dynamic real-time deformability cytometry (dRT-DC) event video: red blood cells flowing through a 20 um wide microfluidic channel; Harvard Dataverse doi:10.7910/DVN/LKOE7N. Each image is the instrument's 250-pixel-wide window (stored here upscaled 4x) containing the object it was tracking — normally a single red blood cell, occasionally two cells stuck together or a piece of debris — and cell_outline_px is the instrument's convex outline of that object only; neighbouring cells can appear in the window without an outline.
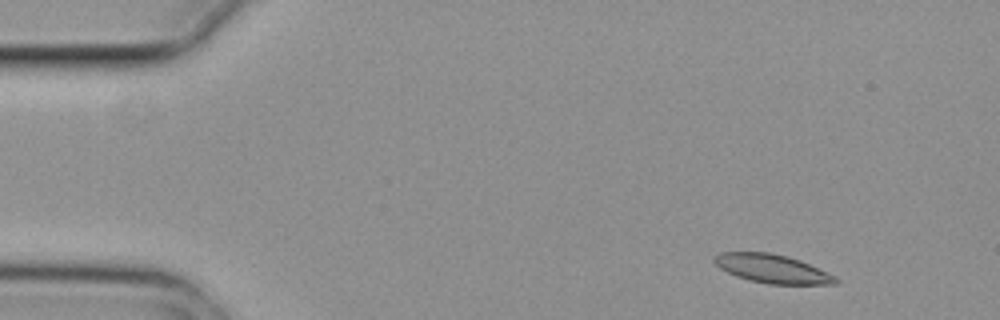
{"species": "common noctule bat (a hibernating species)", "species_latin": "Nyctalus noctula", "temperature_condition": "cold", "stored_images_in_passage": 4, "camera_frame_rate_fps": 3000, "um_per_image_px": 0.085, "animal": {"sex": "female", "body_mass_g": 29.2, "forearm_length_mm": 56.3}, "frame": {"image": 1, "passage_image": 1, "time_ms": 0.0, "image_size_px": [1000, 320], "cell_outline_px": [[840, 280], [836, 284], [768, 284], [748, 280], [736, 276], [720, 268], [712, 260], [712, 256], [720, 252], [768, 252], [788, 256], [800, 260], [836, 276]], "centroid_in_image_um": [65.63, 22.84], "position_along_channel_um": 19.4, "area_um2": 20.35}}
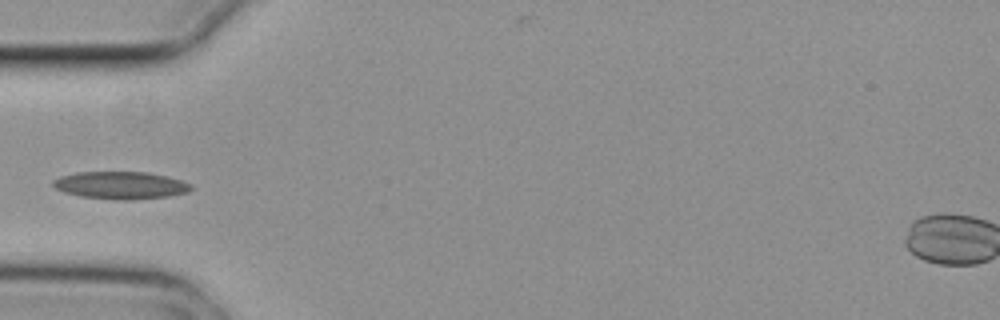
{"frame": {"image": 2, "passage_image": 4, "time_ms": 1.0, "image_size_px": [1000, 320], "cell_outline_px": [[192, 188], [188, 192], [168, 196], [132, 200], [120, 200], [80, 196], [64, 192], [56, 188], [52, 184], [52, 180], [60, 176], [76, 172], [148, 172], [168, 176], [192, 184]], "centroid_in_image_um": [10.26, 15.74], "position_along_channel_um": 74.7, "area_um2": 22.14}}